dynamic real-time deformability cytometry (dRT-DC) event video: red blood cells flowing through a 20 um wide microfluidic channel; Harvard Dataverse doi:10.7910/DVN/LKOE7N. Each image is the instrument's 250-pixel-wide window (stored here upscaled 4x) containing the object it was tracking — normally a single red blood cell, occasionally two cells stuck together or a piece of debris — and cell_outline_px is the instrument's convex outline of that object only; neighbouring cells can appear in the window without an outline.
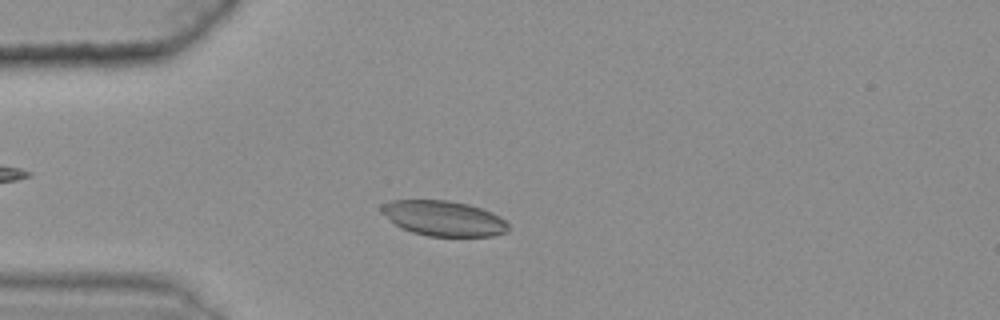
{"species": "common noctule bat (a hibernating species)", "species_latin": "Nyctalus noctula", "temperature_condition": "warm", "stored_images_in_passage": 40, "camera_frame_rate_fps": 3000, "um_per_image_px": 0.085, "animal": {"sex": "female", "body_mass_g": 25.1}, "frame": {"image": 1, "passage_image": 11, "time_ms": 3.333, "image_size_px": [1000, 320], "cell_outline_px": [[508, 232], [492, 236], [428, 236], [412, 232], [400, 228], [380, 212], [380, 204], [388, 200], [448, 200], [468, 204], [492, 212], [500, 216], [508, 224]], "centroid_in_image_um": [37.67, 18.55], "position_along_channel_um": 47.3, "area_um2": 26.24}}
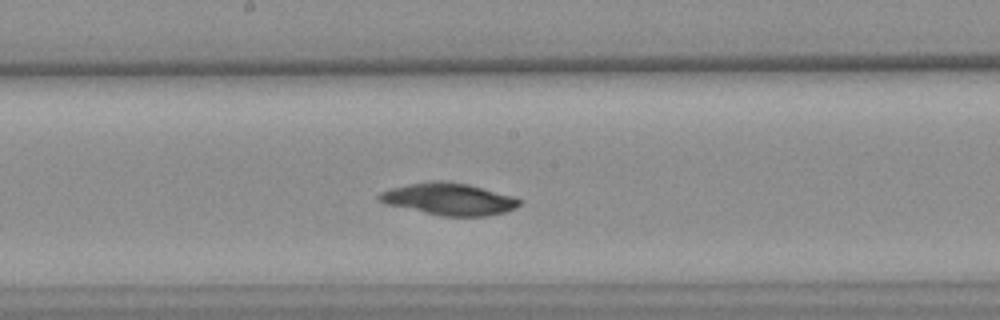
{"frame": {"image": 2, "passage_image": 26, "time_ms": 8.333, "image_size_px": [1000, 320], "cell_outline_px": [[520, 204], [516, 208], [504, 212], [488, 216], [444, 216], [384, 204], [376, 196], [380, 192], [392, 188], [408, 184], [436, 180], [448, 180], [468, 184], [512, 196], [520, 200]], "centroid_in_image_um": [38.14, 16.91], "position_along_channel_um": 210.1, "area_um2": 26.01}}
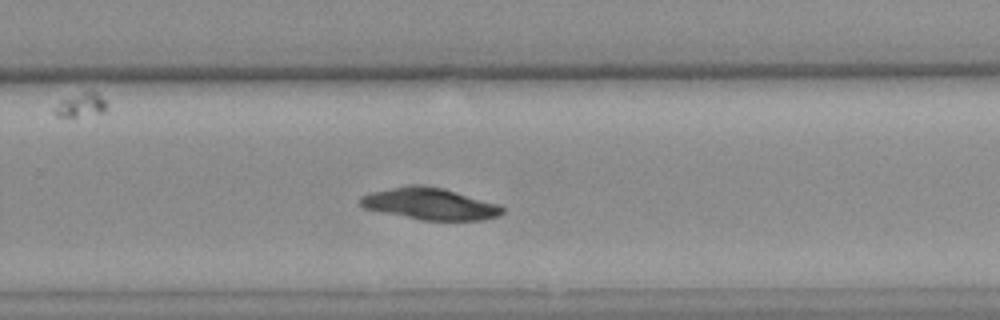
{"frame": {"image": 3, "passage_image": 33, "time_ms": 10.667, "image_size_px": [1000, 320], "cell_outline_px": [[504, 212], [500, 216], [484, 220], [420, 220], [380, 212], [364, 208], [360, 204], [360, 196], [368, 192], [408, 184], [420, 184], [444, 188], [500, 204], [504, 208]], "centroid_in_image_um": [36.54, 17.32], "position_along_channel_um": 293.3, "area_um2": 26.76}}